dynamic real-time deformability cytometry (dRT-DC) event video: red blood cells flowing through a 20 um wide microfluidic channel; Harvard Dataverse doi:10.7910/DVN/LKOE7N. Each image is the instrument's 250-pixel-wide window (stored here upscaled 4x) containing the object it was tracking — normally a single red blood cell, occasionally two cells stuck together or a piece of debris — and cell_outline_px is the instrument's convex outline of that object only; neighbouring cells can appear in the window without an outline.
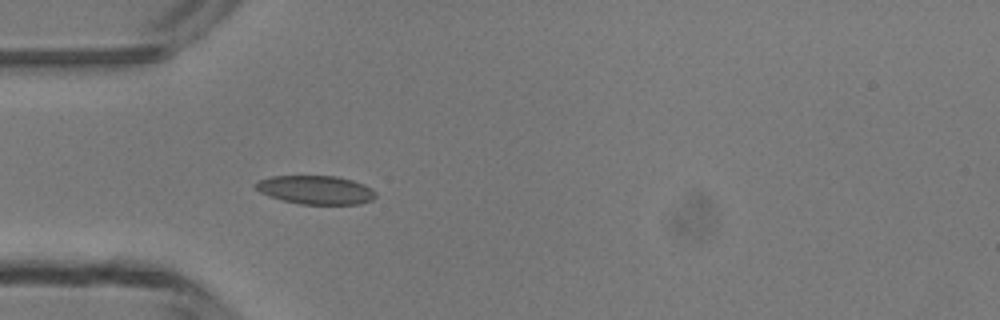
{"species": "common noctule bat (a hibernating species)", "species_latin": "Nyctalus noctula", "temperature_condition": "room temperature", "stored_images_in_passage": 3, "camera_frame_rate_fps": 3000, "um_per_image_px": 0.085, "animal": {"sex": "male", "body_mass_g": 13.3}, "frame": {"image": 1, "passage_image": 3, "time_ms": 2.333, "image_size_px": [1000, 320], "cell_outline_px": [[376, 196], [372, 200], [360, 204], [300, 204], [268, 196], [260, 192], [252, 184], [260, 180], [272, 176], [336, 176], [352, 180], [364, 184], [372, 188], [376, 192]], "centroid_in_image_um": [26.85, 16.14], "position_along_channel_um": 58.1, "area_um2": 20.06}}